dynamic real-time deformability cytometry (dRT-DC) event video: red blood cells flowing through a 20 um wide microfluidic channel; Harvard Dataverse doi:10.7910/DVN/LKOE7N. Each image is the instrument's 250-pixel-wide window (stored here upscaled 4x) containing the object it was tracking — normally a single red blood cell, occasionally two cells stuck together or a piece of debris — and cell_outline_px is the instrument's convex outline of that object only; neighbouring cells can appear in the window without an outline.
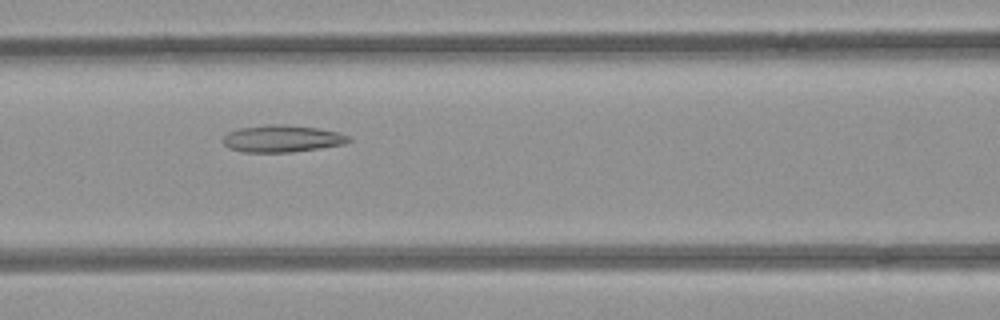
{"species": "common noctule bat (a hibernating species)", "species_latin": "Nyctalus noctula", "temperature_condition": "room temperature", "stored_images_in_passage": 29, "camera_frame_rate_fps": 3000, "um_per_image_px": 0.085, "animal": {"sex": "female", "body_mass_g": 21.9}, "frame": {"image": 1, "passage_image": 7, "time_ms": 2.0, "image_size_px": [1000, 320], "cell_outline_px": [[352, 140], [344, 144], [292, 152], [244, 152], [228, 148], [224, 144], [224, 136], [228, 132], [240, 128], [268, 124], [284, 124], [316, 128], [336, 132], [348, 136]], "centroid_in_image_um": [23.95, 11.78], "position_along_channel_um": 142.6, "area_um2": 19.59}}
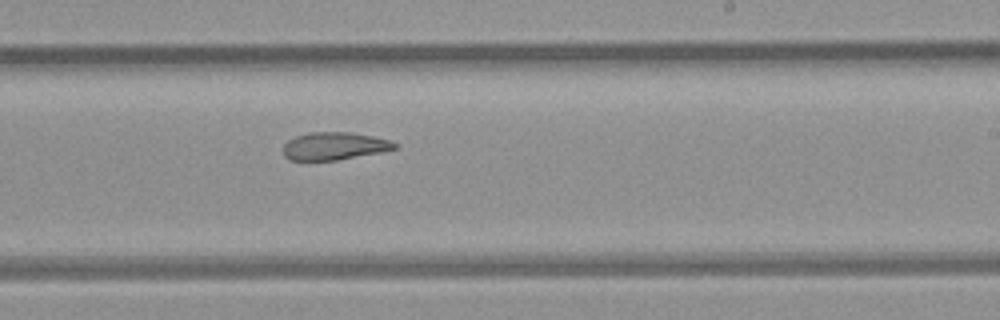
{"frame": {"image": 2, "passage_image": 16, "time_ms": 5.0, "image_size_px": [1000, 320], "cell_outline_px": [[400, 144], [396, 148], [380, 152], [336, 160], [288, 160], [284, 156], [284, 144], [288, 140], [296, 136], [308, 132], [352, 132], [372, 136], [388, 140]], "centroid_in_image_um": [28.4, 12.41], "position_along_channel_um": 260.6, "area_um2": 17.92}}
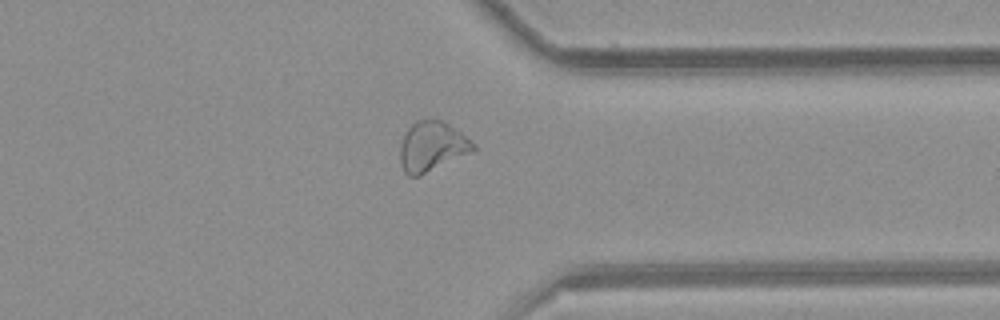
{"frame": {"image": 3, "passage_image": 25, "time_ms": 8.0, "image_size_px": [1000, 320], "cell_outline_px": [[476, 148], [472, 152], [420, 176], [408, 176], [404, 172], [400, 164], [400, 144], [408, 128], [416, 120], [444, 120], [476, 144]], "centroid_in_image_um": [36.71, 12.46], "position_along_channel_um": 374.7, "area_um2": 21.27}}